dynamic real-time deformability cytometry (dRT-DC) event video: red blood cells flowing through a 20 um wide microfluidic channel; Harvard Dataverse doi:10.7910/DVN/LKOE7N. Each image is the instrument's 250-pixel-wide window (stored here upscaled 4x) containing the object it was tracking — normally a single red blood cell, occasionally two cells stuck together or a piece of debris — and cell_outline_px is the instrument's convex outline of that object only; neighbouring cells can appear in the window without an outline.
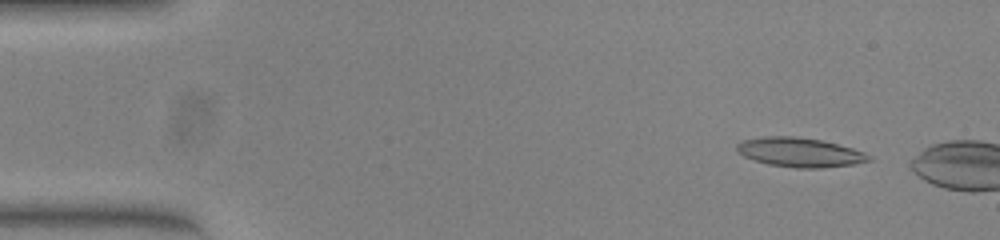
{"species": "common noctule bat (a hibernating species)", "species_latin": "Nyctalus noctula", "temperature_condition": "warm", "stored_images_in_passage": 46, "camera_frame_rate_fps": 3000, "um_per_image_px": 0.085, "animal": {"sex": "female", "body_mass_g": 23.0, "forearm_length_mm": 53.4}, "frame": {"image": 1, "passage_image": 4, "time_ms": 1.0, "image_size_px": [1000, 240], "cell_outline_px": [[872, 160], [852, 164], [816, 168], [796, 168], [768, 164], [744, 156], [736, 148], [736, 144], [740, 140], [764, 136], [792, 136], [820, 140], [852, 148], [864, 152], [872, 156]], "centroid_in_image_um": [67.96, 12.94], "position_along_channel_um": 17.0, "area_um2": 22.31}}
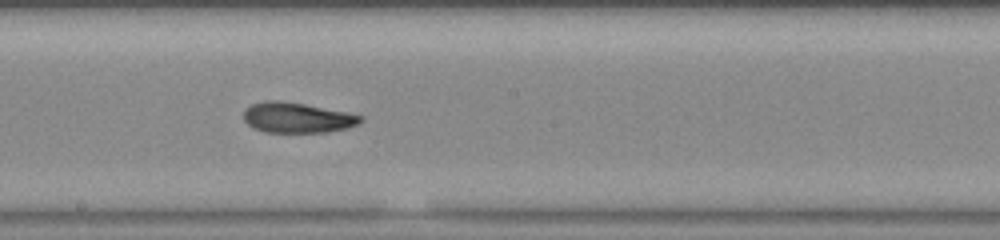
{"frame": {"image": 2, "passage_image": 28, "time_ms": 9.0, "image_size_px": [1000, 240], "cell_outline_px": [[364, 120], [348, 128], [328, 132], [264, 132], [248, 124], [244, 120], [244, 112], [252, 104], [264, 100], [276, 100], [304, 104], [348, 112], [364, 116]], "centroid_in_image_um": [25.3, 10.0], "position_along_channel_um": 222.9, "area_um2": 20.58}}
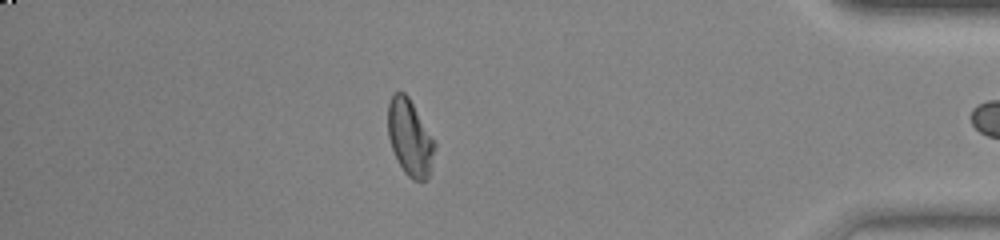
{"frame": {"image": 3, "passage_image": 45, "time_ms": 14.667, "image_size_px": [1000, 240], "cell_outline_px": [[436, 144], [428, 180], [412, 180], [404, 172], [392, 148], [388, 136], [388, 104], [392, 92], [404, 92], [408, 96]], "centroid_in_image_um": [34.83, 11.7], "position_along_channel_um": 400.4, "area_um2": 20.52}}